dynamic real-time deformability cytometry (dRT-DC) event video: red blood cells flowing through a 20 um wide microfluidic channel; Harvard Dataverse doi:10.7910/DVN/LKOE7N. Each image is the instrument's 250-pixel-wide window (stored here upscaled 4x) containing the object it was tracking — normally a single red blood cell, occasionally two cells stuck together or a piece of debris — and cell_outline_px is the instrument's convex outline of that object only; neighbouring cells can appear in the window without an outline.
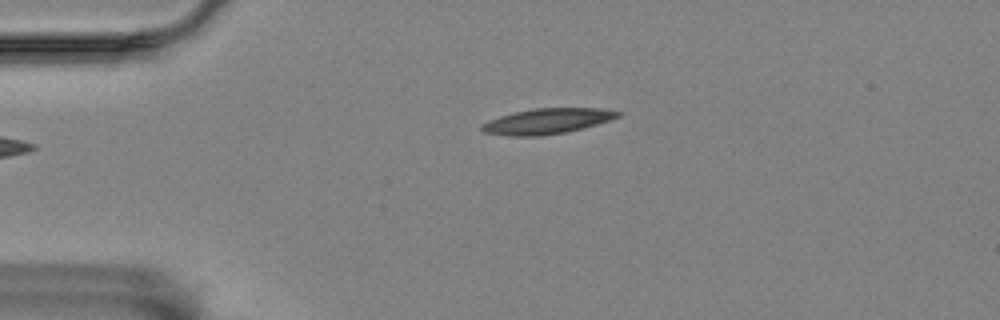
{"species": "Egyptian fruit bat (a non-hibernating species)", "species_latin": "Rousettus aegyptiacus", "temperature_condition": "room temperature", "stored_images_in_passage": 4, "camera_frame_rate_fps": 3000, "um_per_image_px": 0.085, "animal": {"sex": "female"}, "frame": {"image": 1, "passage_image": 4, "time_ms": 3.667, "image_size_px": [1000, 320], "cell_outline_px": [[620, 116], [612, 120], [564, 132], [540, 136], [508, 136], [484, 132], [480, 128], [480, 124], [488, 120], [500, 116], [516, 112], [536, 108], [600, 108], [620, 112]], "centroid_in_image_um": [46.47, 10.3], "position_along_channel_um": 38.5, "area_um2": 20.0}}